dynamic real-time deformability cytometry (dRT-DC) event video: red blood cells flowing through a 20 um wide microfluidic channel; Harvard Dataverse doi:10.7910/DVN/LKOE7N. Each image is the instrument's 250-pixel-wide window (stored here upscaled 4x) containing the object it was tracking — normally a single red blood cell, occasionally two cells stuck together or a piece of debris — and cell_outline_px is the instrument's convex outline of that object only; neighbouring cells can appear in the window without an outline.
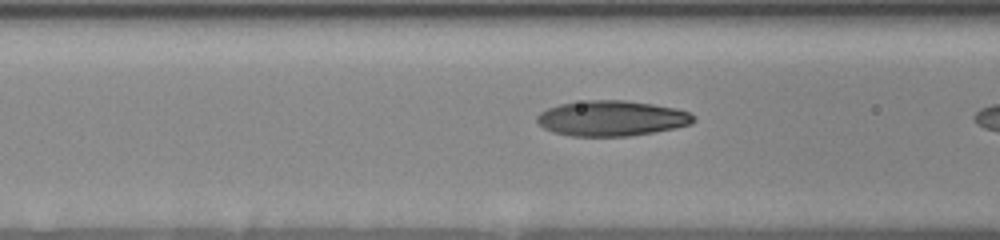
{"species": "human", "species_latin": "Homo sapiens", "temperature_condition": "room temperature", "stored_images_in_passage": 11, "camera_frame_rate_fps": 3000, "um_per_image_px": 0.085, "donor": {"sex": "female"}, "frame": {"image": 1, "passage_image": 9, "time_ms": 2.0, "image_size_px": [1000, 240], "cell_outline_px": [[696, 120], [692, 124], [676, 128], [628, 136], [572, 136], [552, 132], [544, 128], [536, 120], [536, 116], [540, 112], [548, 108], [560, 104], [588, 100], [624, 100], [652, 104], [676, 108], [688, 112], [696, 116]], "centroid_in_image_um": [52.0, 10.06], "position_along_channel_um": 114.6, "area_um2": 32.31}}